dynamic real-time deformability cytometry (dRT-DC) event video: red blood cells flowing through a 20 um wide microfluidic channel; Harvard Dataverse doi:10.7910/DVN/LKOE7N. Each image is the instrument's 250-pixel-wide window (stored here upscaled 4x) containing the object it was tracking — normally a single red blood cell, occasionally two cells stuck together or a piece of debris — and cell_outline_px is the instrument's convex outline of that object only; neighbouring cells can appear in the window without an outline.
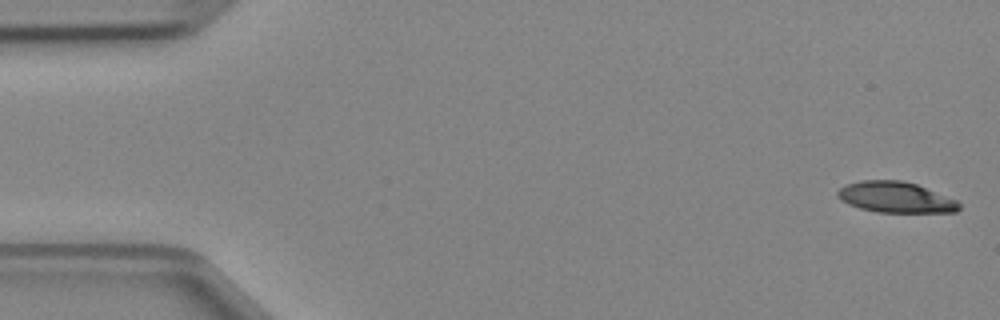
{"species": "Egyptian fruit bat (a non-hibernating species)", "species_latin": "Rousettus aegyptiacus", "temperature_condition": "cold", "stored_images_in_passage": 47, "camera_frame_rate_fps": 3000, "um_per_image_px": 0.085, "animal": {"sex": "female"}, "frame": {"image": 1, "passage_image": 1, "time_ms": 0.0, "image_size_px": [1000, 320], "cell_outline_px": [[960, 208], [956, 212], [876, 212], [860, 208], [848, 204], [840, 200], [836, 196], [836, 192], [844, 184], [860, 180], [900, 180], [916, 184], [956, 200], [960, 204]], "centroid_in_image_um": [76.07, 16.76], "position_along_channel_um": 8.9, "area_um2": 21.85}}
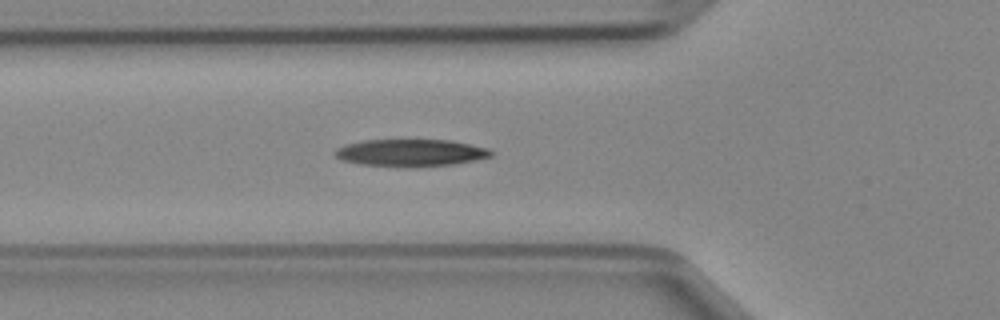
{"frame": {"image": 2, "passage_image": 16, "time_ms": 5.0, "image_size_px": [1000, 320], "cell_outline_px": [[492, 156], [476, 160], [452, 164], [416, 168], [400, 168], [360, 164], [340, 160], [332, 152], [336, 148], [344, 144], [364, 140], [452, 140], [488, 148], [492, 152]], "centroid_in_image_um": [34.86, 13.0], "position_along_channel_um": 90.9, "area_um2": 25.26}}
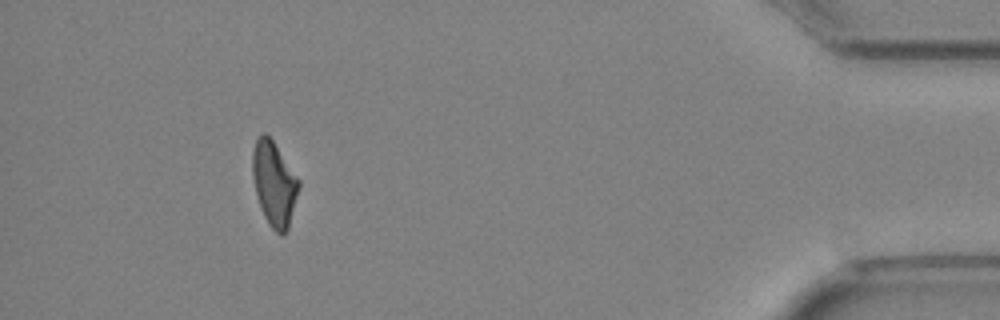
{"frame": {"image": 3, "passage_image": 43, "time_ms": 14.0, "image_size_px": [1000, 320], "cell_outline_px": [[300, 188], [288, 228], [280, 236], [268, 224], [264, 216], [256, 196], [252, 176], [252, 152], [256, 140], [264, 132], [272, 140], [300, 180]], "centroid_in_image_um": [23.3, 15.63], "position_along_channel_um": 411.9, "area_um2": 22.72}}